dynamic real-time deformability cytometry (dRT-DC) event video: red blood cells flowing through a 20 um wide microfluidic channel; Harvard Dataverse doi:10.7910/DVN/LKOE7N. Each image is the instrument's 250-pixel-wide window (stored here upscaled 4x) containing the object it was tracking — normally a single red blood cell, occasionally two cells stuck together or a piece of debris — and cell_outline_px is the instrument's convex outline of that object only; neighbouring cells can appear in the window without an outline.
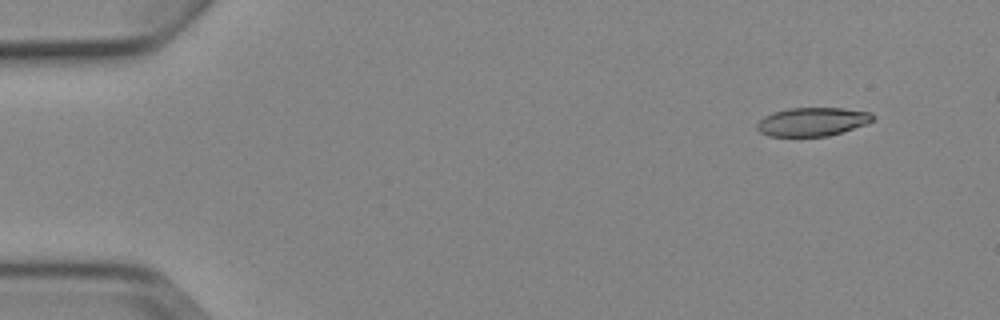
{"species": "Egyptian fruit bat (a non-hibernating species)", "species_latin": "Rousettus aegyptiacus", "temperature_condition": "cold", "stored_images_in_passage": 5, "camera_frame_rate_fps": 3000, "um_per_image_px": 0.085, "animal": {"sex": "female"}, "frame": {"image": 1, "passage_image": 2, "time_ms": 1.333, "image_size_px": [1000, 320], "cell_outline_px": [[876, 116], [868, 124], [828, 136], [768, 136], [760, 132], [756, 128], [756, 124], [764, 116], [772, 112], [788, 108], [844, 108], [872, 112]], "centroid_in_image_um": [69.07, 10.34], "position_along_channel_um": 15.9, "area_um2": 19.48}}